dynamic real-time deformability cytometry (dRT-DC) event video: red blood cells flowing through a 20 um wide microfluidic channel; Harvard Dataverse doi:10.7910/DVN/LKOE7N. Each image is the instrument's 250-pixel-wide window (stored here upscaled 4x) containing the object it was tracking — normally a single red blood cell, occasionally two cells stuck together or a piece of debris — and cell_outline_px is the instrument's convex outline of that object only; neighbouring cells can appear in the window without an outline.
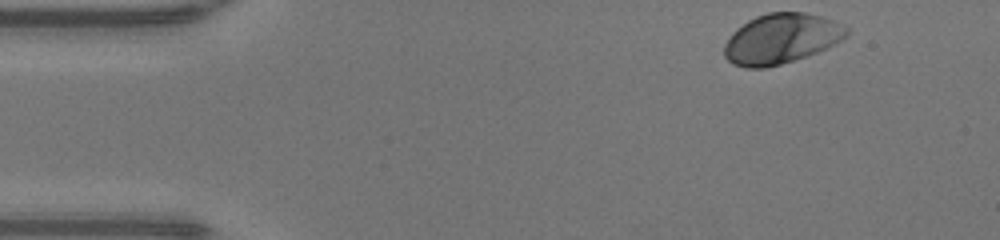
{"species": "human", "species_latin": "Homo sapiens", "temperature_condition": "warm", "stored_images_in_passage": 45, "camera_frame_rate_fps": 3000, "um_per_image_px": 0.085, "donor": {"sex": "male"}, "frame": {"image": 1, "passage_image": 1, "time_ms": 0.0, "image_size_px": [1000, 240], "cell_outline_px": [[848, 36], [816, 52], [780, 64], [764, 68], [748, 68], [732, 64], [724, 56], [724, 44], [732, 32], [736, 28], [748, 20], [756, 16], [768, 12], [804, 12], [820, 16], [844, 24], [848, 28]], "centroid_in_image_um": [66.37, 3.27], "position_along_channel_um": 18.6, "area_um2": 35.49}}
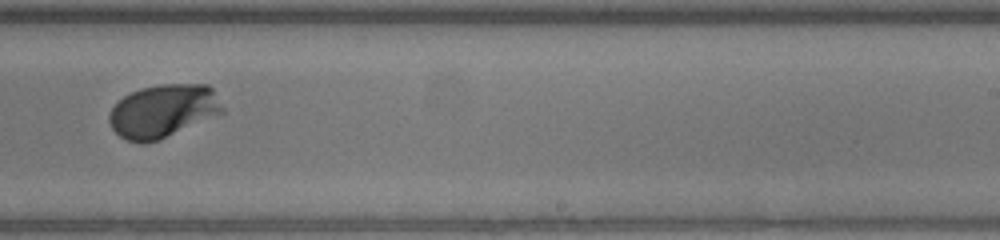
{"frame": {"image": 2, "passage_image": 26, "time_ms": 8.333, "image_size_px": [1000, 240], "cell_outline_px": [[224, 112], [160, 140], [144, 144], [140, 144], [128, 140], [120, 136], [112, 128], [108, 120], [108, 116], [112, 108], [124, 96], [140, 88], [160, 84], [208, 84], [212, 88], [224, 108]], "centroid_in_image_um": [13.86, 9.44], "position_along_channel_um": 275.1, "area_um2": 35.08}}
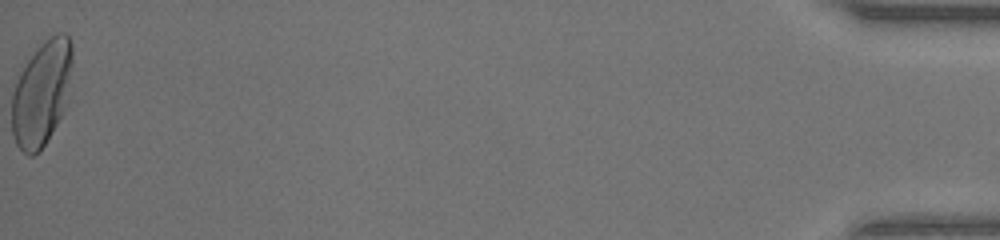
{"frame": {"image": 3, "passage_image": 45, "time_ms": 14.667, "image_size_px": [1000, 240], "cell_outline_px": [[72, 64], [64, 108], [56, 124], [40, 152], [32, 156], [28, 156], [16, 144], [12, 136], [12, 92], [20, 72], [28, 60], [44, 40], [48, 36], [56, 32], [64, 32], [68, 36], [72, 44]], "centroid_in_image_um": [3.52, 7.91], "position_along_channel_um": 431.7, "area_um2": 36.7}, "authors_computed_cell_mechanics": {"area_um2": 34.1598, "velocity_mm_per_s": 4.2405, "shape_relaxation_time_tau1_ms": 1.8197, "shape_relaxation_time_tau2_ms": null, "deformation_change_tau1": 0.1594, "deformation_change_tau2": null}}